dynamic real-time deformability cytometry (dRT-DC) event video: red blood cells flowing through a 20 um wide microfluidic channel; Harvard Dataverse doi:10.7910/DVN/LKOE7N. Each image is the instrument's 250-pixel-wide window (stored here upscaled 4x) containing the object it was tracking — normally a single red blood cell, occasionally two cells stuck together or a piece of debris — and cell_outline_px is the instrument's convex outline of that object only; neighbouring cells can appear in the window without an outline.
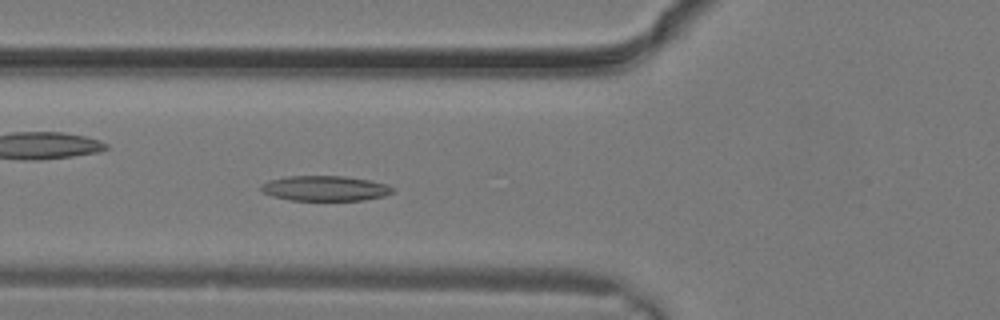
{"species": "common noctule bat (a hibernating species)", "species_latin": "Nyctalus noctula", "temperature_condition": "warm", "stored_images_in_passage": 8, "camera_frame_rate_fps": 3000, "um_per_image_px": 0.085, "animal": {"sex": "male", "body_mass_g": 19.2, "forearm_length_mm": 51.8}, "frame": {"image": 1, "passage_image": 8, "time_ms": 2.333, "image_size_px": [1000, 320], "cell_outline_px": [[396, 192], [384, 196], [364, 200], [292, 200], [272, 196], [260, 192], [260, 184], [268, 180], [288, 176], [344, 176], [368, 180], [388, 184]], "centroid_in_image_um": [27.61, 16.01], "position_along_channel_um": 98.2, "area_um2": 19.42}}